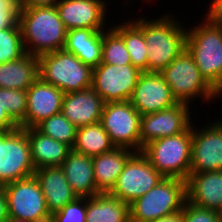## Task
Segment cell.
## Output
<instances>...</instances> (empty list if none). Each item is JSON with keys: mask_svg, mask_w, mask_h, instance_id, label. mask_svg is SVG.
I'll return each instance as SVG.
<instances>
[{"mask_svg": "<svg viewBox=\"0 0 222 222\" xmlns=\"http://www.w3.org/2000/svg\"><path fill=\"white\" fill-rule=\"evenodd\" d=\"M142 1H143V3H144V1H146L147 3H149V2L152 1V0H148V1H147V0H142Z\"/></svg>", "mask_w": 222, "mask_h": 222, "instance_id": "7bdbcfd3", "label": "cell"}, {"mask_svg": "<svg viewBox=\"0 0 222 222\" xmlns=\"http://www.w3.org/2000/svg\"><path fill=\"white\" fill-rule=\"evenodd\" d=\"M7 222H30L18 217H9Z\"/></svg>", "mask_w": 222, "mask_h": 222, "instance_id": "60d3db41", "label": "cell"}, {"mask_svg": "<svg viewBox=\"0 0 222 222\" xmlns=\"http://www.w3.org/2000/svg\"><path fill=\"white\" fill-rule=\"evenodd\" d=\"M3 109L19 125L26 116L27 91L2 88Z\"/></svg>", "mask_w": 222, "mask_h": 222, "instance_id": "1f68e13d", "label": "cell"}, {"mask_svg": "<svg viewBox=\"0 0 222 222\" xmlns=\"http://www.w3.org/2000/svg\"><path fill=\"white\" fill-rule=\"evenodd\" d=\"M19 22L0 30V63L12 62L25 54Z\"/></svg>", "mask_w": 222, "mask_h": 222, "instance_id": "4dcf8cb0", "label": "cell"}, {"mask_svg": "<svg viewBox=\"0 0 222 222\" xmlns=\"http://www.w3.org/2000/svg\"><path fill=\"white\" fill-rule=\"evenodd\" d=\"M31 160L35 170L41 167L61 166L71 148L43 134L36 127L26 129Z\"/></svg>", "mask_w": 222, "mask_h": 222, "instance_id": "603a6c76", "label": "cell"}, {"mask_svg": "<svg viewBox=\"0 0 222 222\" xmlns=\"http://www.w3.org/2000/svg\"><path fill=\"white\" fill-rule=\"evenodd\" d=\"M114 148L115 145L100 122L77 128L76 140L72 147L74 151L93 157Z\"/></svg>", "mask_w": 222, "mask_h": 222, "instance_id": "4316f807", "label": "cell"}, {"mask_svg": "<svg viewBox=\"0 0 222 222\" xmlns=\"http://www.w3.org/2000/svg\"><path fill=\"white\" fill-rule=\"evenodd\" d=\"M3 187L9 217H18L30 222L51 221L45 197L34 175L5 184Z\"/></svg>", "mask_w": 222, "mask_h": 222, "instance_id": "30bf717a", "label": "cell"}, {"mask_svg": "<svg viewBox=\"0 0 222 222\" xmlns=\"http://www.w3.org/2000/svg\"><path fill=\"white\" fill-rule=\"evenodd\" d=\"M163 179L164 177L151 165L141 151L135 152L127 160L109 194L122 202L131 204Z\"/></svg>", "mask_w": 222, "mask_h": 222, "instance_id": "8fae6325", "label": "cell"}, {"mask_svg": "<svg viewBox=\"0 0 222 222\" xmlns=\"http://www.w3.org/2000/svg\"><path fill=\"white\" fill-rule=\"evenodd\" d=\"M60 167L78 197L89 198L99 194L95 184L91 156L71 149Z\"/></svg>", "mask_w": 222, "mask_h": 222, "instance_id": "44dd1931", "label": "cell"}, {"mask_svg": "<svg viewBox=\"0 0 222 222\" xmlns=\"http://www.w3.org/2000/svg\"><path fill=\"white\" fill-rule=\"evenodd\" d=\"M192 124L180 134L151 141L142 149L164 178L187 181L191 167Z\"/></svg>", "mask_w": 222, "mask_h": 222, "instance_id": "5b68a950", "label": "cell"}, {"mask_svg": "<svg viewBox=\"0 0 222 222\" xmlns=\"http://www.w3.org/2000/svg\"><path fill=\"white\" fill-rule=\"evenodd\" d=\"M217 94H218V98L222 97L221 96L222 95V88L217 92Z\"/></svg>", "mask_w": 222, "mask_h": 222, "instance_id": "b9f144b4", "label": "cell"}, {"mask_svg": "<svg viewBox=\"0 0 222 222\" xmlns=\"http://www.w3.org/2000/svg\"><path fill=\"white\" fill-rule=\"evenodd\" d=\"M160 74L171 88L172 95L178 103L191 106L193 100L202 99V103H213L218 98L217 92L201 76L192 55L186 48Z\"/></svg>", "mask_w": 222, "mask_h": 222, "instance_id": "52a82bcc", "label": "cell"}, {"mask_svg": "<svg viewBox=\"0 0 222 222\" xmlns=\"http://www.w3.org/2000/svg\"><path fill=\"white\" fill-rule=\"evenodd\" d=\"M39 78L38 57L29 53L0 63V88L27 90Z\"/></svg>", "mask_w": 222, "mask_h": 222, "instance_id": "d4e9b609", "label": "cell"}, {"mask_svg": "<svg viewBox=\"0 0 222 222\" xmlns=\"http://www.w3.org/2000/svg\"><path fill=\"white\" fill-rule=\"evenodd\" d=\"M206 15L214 22L222 24V0H211Z\"/></svg>", "mask_w": 222, "mask_h": 222, "instance_id": "8d00e7d4", "label": "cell"}, {"mask_svg": "<svg viewBox=\"0 0 222 222\" xmlns=\"http://www.w3.org/2000/svg\"><path fill=\"white\" fill-rule=\"evenodd\" d=\"M2 88H0V133H5L19 128V125L2 108Z\"/></svg>", "mask_w": 222, "mask_h": 222, "instance_id": "d590c367", "label": "cell"}, {"mask_svg": "<svg viewBox=\"0 0 222 222\" xmlns=\"http://www.w3.org/2000/svg\"><path fill=\"white\" fill-rule=\"evenodd\" d=\"M141 73L132 64L100 63L93 68L92 89L104 103L129 101Z\"/></svg>", "mask_w": 222, "mask_h": 222, "instance_id": "7c38bea8", "label": "cell"}, {"mask_svg": "<svg viewBox=\"0 0 222 222\" xmlns=\"http://www.w3.org/2000/svg\"><path fill=\"white\" fill-rule=\"evenodd\" d=\"M214 121L202 127L192 123L189 173L222 171V117Z\"/></svg>", "mask_w": 222, "mask_h": 222, "instance_id": "4fadbf2b", "label": "cell"}, {"mask_svg": "<svg viewBox=\"0 0 222 222\" xmlns=\"http://www.w3.org/2000/svg\"><path fill=\"white\" fill-rule=\"evenodd\" d=\"M50 222H86V198L78 197L54 212Z\"/></svg>", "mask_w": 222, "mask_h": 222, "instance_id": "d6a6232c", "label": "cell"}, {"mask_svg": "<svg viewBox=\"0 0 222 222\" xmlns=\"http://www.w3.org/2000/svg\"><path fill=\"white\" fill-rule=\"evenodd\" d=\"M19 26L26 53L39 57L64 49L67 29L55 6L20 7Z\"/></svg>", "mask_w": 222, "mask_h": 222, "instance_id": "7a4b0ae2", "label": "cell"}, {"mask_svg": "<svg viewBox=\"0 0 222 222\" xmlns=\"http://www.w3.org/2000/svg\"><path fill=\"white\" fill-rule=\"evenodd\" d=\"M169 13L151 20L145 19L144 15L129 19L143 33L147 47V72H161L186 48L187 28Z\"/></svg>", "mask_w": 222, "mask_h": 222, "instance_id": "6da1fadb", "label": "cell"}, {"mask_svg": "<svg viewBox=\"0 0 222 222\" xmlns=\"http://www.w3.org/2000/svg\"><path fill=\"white\" fill-rule=\"evenodd\" d=\"M107 1L60 0L55 7L67 30L88 28L98 31L106 30L107 6H110Z\"/></svg>", "mask_w": 222, "mask_h": 222, "instance_id": "2e32d148", "label": "cell"}, {"mask_svg": "<svg viewBox=\"0 0 222 222\" xmlns=\"http://www.w3.org/2000/svg\"><path fill=\"white\" fill-rule=\"evenodd\" d=\"M100 123L115 147L140 152L141 114L130 101L104 103Z\"/></svg>", "mask_w": 222, "mask_h": 222, "instance_id": "ba28073f", "label": "cell"}, {"mask_svg": "<svg viewBox=\"0 0 222 222\" xmlns=\"http://www.w3.org/2000/svg\"><path fill=\"white\" fill-rule=\"evenodd\" d=\"M192 28L186 27V49L201 76L218 92L222 88V24L207 15Z\"/></svg>", "mask_w": 222, "mask_h": 222, "instance_id": "3957f363", "label": "cell"}, {"mask_svg": "<svg viewBox=\"0 0 222 222\" xmlns=\"http://www.w3.org/2000/svg\"><path fill=\"white\" fill-rule=\"evenodd\" d=\"M38 61L39 78L64 94L92 87L93 68L65 49L42 54Z\"/></svg>", "mask_w": 222, "mask_h": 222, "instance_id": "8992f818", "label": "cell"}, {"mask_svg": "<svg viewBox=\"0 0 222 222\" xmlns=\"http://www.w3.org/2000/svg\"><path fill=\"white\" fill-rule=\"evenodd\" d=\"M181 213L184 222H221L220 212L195 206L187 200Z\"/></svg>", "mask_w": 222, "mask_h": 222, "instance_id": "836d02e7", "label": "cell"}, {"mask_svg": "<svg viewBox=\"0 0 222 222\" xmlns=\"http://www.w3.org/2000/svg\"><path fill=\"white\" fill-rule=\"evenodd\" d=\"M36 128L56 141L68 145L71 149L74 146L77 127L62 113L43 120L36 126Z\"/></svg>", "mask_w": 222, "mask_h": 222, "instance_id": "f1b7e54d", "label": "cell"}, {"mask_svg": "<svg viewBox=\"0 0 222 222\" xmlns=\"http://www.w3.org/2000/svg\"><path fill=\"white\" fill-rule=\"evenodd\" d=\"M129 101L141 116L178 104L160 72H142Z\"/></svg>", "mask_w": 222, "mask_h": 222, "instance_id": "9a60e30c", "label": "cell"}, {"mask_svg": "<svg viewBox=\"0 0 222 222\" xmlns=\"http://www.w3.org/2000/svg\"><path fill=\"white\" fill-rule=\"evenodd\" d=\"M110 24L112 28L122 37L128 50L131 64L141 72H147L146 42L143 33L130 21Z\"/></svg>", "mask_w": 222, "mask_h": 222, "instance_id": "83f0119b", "label": "cell"}, {"mask_svg": "<svg viewBox=\"0 0 222 222\" xmlns=\"http://www.w3.org/2000/svg\"><path fill=\"white\" fill-rule=\"evenodd\" d=\"M34 172L26 129L0 133V184L30 177Z\"/></svg>", "mask_w": 222, "mask_h": 222, "instance_id": "9c48e42d", "label": "cell"}, {"mask_svg": "<svg viewBox=\"0 0 222 222\" xmlns=\"http://www.w3.org/2000/svg\"><path fill=\"white\" fill-rule=\"evenodd\" d=\"M101 63L110 65L131 64L130 56L122 37L110 25L103 32Z\"/></svg>", "mask_w": 222, "mask_h": 222, "instance_id": "f546056e", "label": "cell"}, {"mask_svg": "<svg viewBox=\"0 0 222 222\" xmlns=\"http://www.w3.org/2000/svg\"><path fill=\"white\" fill-rule=\"evenodd\" d=\"M152 222H184V220H183L182 213L180 211L174 215L159 218V219L152 221Z\"/></svg>", "mask_w": 222, "mask_h": 222, "instance_id": "ab89813d", "label": "cell"}, {"mask_svg": "<svg viewBox=\"0 0 222 222\" xmlns=\"http://www.w3.org/2000/svg\"><path fill=\"white\" fill-rule=\"evenodd\" d=\"M34 176L39 181L51 215L78 198L60 166L38 168Z\"/></svg>", "mask_w": 222, "mask_h": 222, "instance_id": "ffe728a7", "label": "cell"}, {"mask_svg": "<svg viewBox=\"0 0 222 222\" xmlns=\"http://www.w3.org/2000/svg\"><path fill=\"white\" fill-rule=\"evenodd\" d=\"M103 106V99L90 87L64 94L61 113L80 128L99 123Z\"/></svg>", "mask_w": 222, "mask_h": 222, "instance_id": "ac0fdd59", "label": "cell"}, {"mask_svg": "<svg viewBox=\"0 0 222 222\" xmlns=\"http://www.w3.org/2000/svg\"><path fill=\"white\" fill-rule=\"evenodd\" d=\"M60 0H20V7L56 6Z\"/></svg>", "mask_w": 222, "mask_h": 222, "instance_id": "74e56055", "label": "cell"}, {"mask_svg": "<svg viewBox=\"0 0 222 222\" xmlns=\"http://www.w3.org/2000/svg\"><path fill=\"white\" fill-rule=\"evenodd\" d=\"M26 91V116L19 124L20 128L36 127L43 120L61 113L64 93L59 88L38 78Z\"/></svg>", "mask_w": 222, "mask_h": 222, "instance_id": "e0dca14e", "label": "cell"}, {"mask_svg": "<svg viewBox=\"0 0 222 222\" xmlns=\"http://www.w3.org/2000/svg\"><path fill=\"white\" fill-rule=\"evenodd\" d=\"M103 32L88 28L67 30L64 49L94 68L102 61Z\"/></svg>", "mask_w": 222, "mask_h": 222, "instance_id": "cb8c5ba5", "label": "cell"}, {"mask_svg": "<svg viewBox=\"0 0 222 222\" xmlns=\"http://www.w3.org/2000/svg\"><path fill=\"white\" fill-rule=\"evenodd\" d=\"M9 218L7 198L2 184H0V222H7Z\"/></svg>", "mask_w": 222, "mask_h": 222, "instance_id": "f35d334b", "label": "cell"}, {"mask_svg": "<svg viewBox=\"0 0 222 222\" xmlns=\"http://www.w3.org/2000/svg\"><path fill=\"white\" fill-rule=\"evenodd\" d=\"M186 200V181L164 178L129 204L130 222H152L174 215L182 211Z\"/></svg>", "mask_w": 222, "mask_h": 222, "instance_id": "277c9868", "label": "cell"}, {"mask_svg": "<svg viewBox=\"0 0 222 222\" xmlns=\"http://www.w3.org/2000/svg\"><path fill=\"white\" fill-rule=\"evenodd\" d=\"M192 107L178 103L156 113L141 116L140 151L153 140L183 133L193 122Z\"/></svg>", "mask_w": 222, "mask_h": 222, "instance_id": "5bb4252c", "label": "cell"}, {"mask_svg": "<svg viewBox=\"0 0 222 222\" xmlns=\"http://www.w3.org/2000/svg\"><path fill=\"white\" fill-rule=\"evenodd\" d=\"M187 201L195 206L222 211V171L189 173Z\"/></svg>", "mask_w": 222, "mask_h": 222, "instance_id": "d6986e66", "label": "cell"}, {"mask_svg": "<svg viewBox=\"0 0 222 222\" xmlns=\"http://www.w3.org/2000/svg\"><path fill=\"white\" fill-rule=\"evenodd\" d=\"M20 0H0V30L14 27L19 22Z\"/></svg>", "mask_w": 222, "mask_h": 222, "instance_id": "e575fe53", "label": "cell"}, {"mask_svg": "<svg viewBox=\"0 0 222 222\" xmlns=\"http://www.w3.org/2000/svg\"><path fill=\"white\" fill-rule=\"evenodd\" d=\"M135 153L129 148L113 150L92 157L94 179L99 193H109L122 173L127 160Z\"/></svg>", "mask_w": 222, "mask_h": 222, "instance_id": "7402d4cb", "label": "cell"}, {"mask_svg": "<svg viewBox=\"0 0 222 222\" xmlns=\"http://www.w3.org/2000/svg\"><path fill=\"white\" fill-rule=\"evenodd\" d=\"M86 222H130L129 204L109 193L86 198Z\"/></svg>", "mask_w": 222, "mask_h": 222, "instance_id": "484cf974", "label": "cell"}]
</instances>
